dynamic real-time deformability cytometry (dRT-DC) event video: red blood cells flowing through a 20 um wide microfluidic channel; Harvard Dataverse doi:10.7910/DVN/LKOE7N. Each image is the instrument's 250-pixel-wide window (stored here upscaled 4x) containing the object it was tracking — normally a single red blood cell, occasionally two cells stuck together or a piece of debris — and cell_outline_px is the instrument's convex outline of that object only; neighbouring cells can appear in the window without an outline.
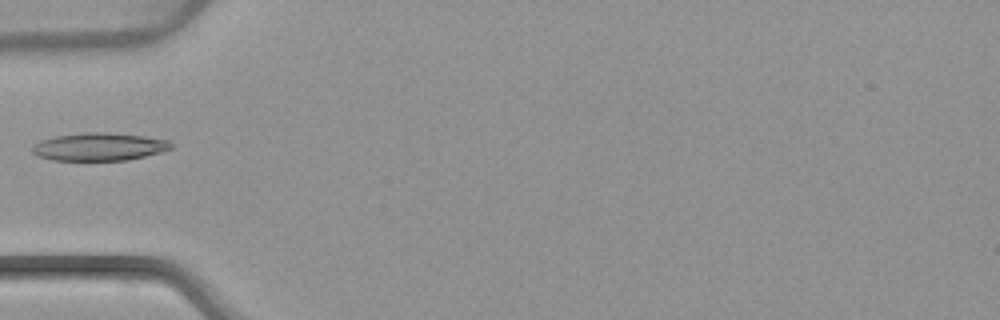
{"species": "common noctule bat (a hibernating species)", "species_latin": "Nyctalus noctula", "temperature_condition": "warm", "stored_images_in_passage": 6, "camera_frame_rate_fps": 3000, "um_per_image_px": 0.085, "animal": {"sex": "female", "body_mass_g": 22.7, "forearm_length_mm": 54.2}, "frame": {"image": 1, "passage_image": 5, "time_ms": 5.0, "image_size_px": [1000, 320], "cell_outline_px": [[172, 148], [160, 152], [128, 160], [52, 160], [36, 156], [32, 152], [32, 148], [40, 140], [56, 136], [88, 132], [108, 132], [144, 136], [168, 140], [172, 144]], "centroid_in_image_um": [8.42, 12.47], "position_along_channel_um": 76.6, "area_um2": 22.43}}
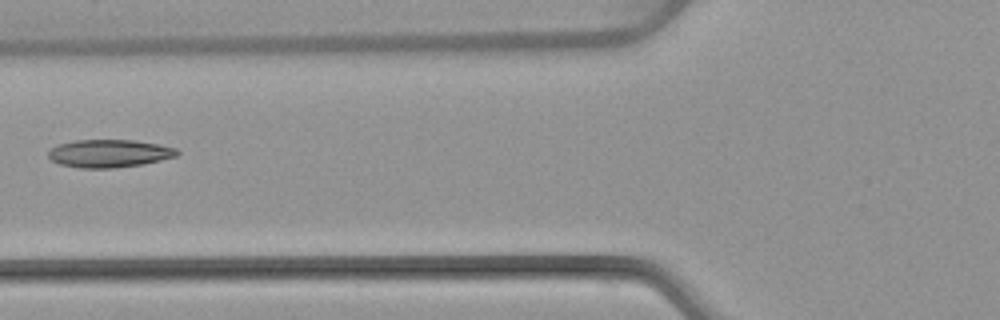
{"frame": {"image": 2, "passage_image": 6, "time_ms": 6.0, "image_size_px": [1000, 320], "cell_outline_px": [[180, 152], [176, 156], [160, 160], [140, 164], [112, 168], [80, 168], [60, 164], [52, 160], [48, 156], [48, 152], [56, 144], [76, 140], [132, 140], [160, 144], [176, 148]], "centroid_in_image_um": [9.27, 13.03], "position_along_channel_um": 116.5, "area_um2": 20.81}}